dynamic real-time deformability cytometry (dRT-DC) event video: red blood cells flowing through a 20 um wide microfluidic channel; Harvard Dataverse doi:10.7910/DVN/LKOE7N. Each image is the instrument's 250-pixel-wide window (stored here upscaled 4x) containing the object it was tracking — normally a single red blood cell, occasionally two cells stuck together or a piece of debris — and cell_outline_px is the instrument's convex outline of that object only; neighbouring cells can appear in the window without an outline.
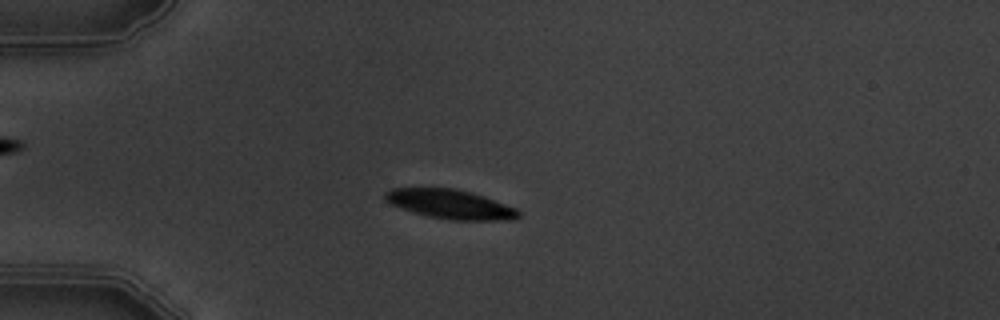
{"species": "common noctule bat (a hibernating species)", "species_latin": "Nyctalus noctula", "temperature_condition": "warm", "stored_images_in_passage": 7, "camera_frame_rate_fps": 3000, "um_per_image_px": 0.085, "animal": {"sex": "male", "body_mass_g": 19.5, "forearm_length_mm": 54.6}, "frame": {"image": 1, "passage_image": 4, "time_ms": 3.333, "image_size_px": [1000, 320], "cell_outline_px": [[520, 216], [516, 220], [452, 220], [428, 216], [412, 212], [392, 204], [384, 200], [384, 192], [392, 188], [456, 188], [472, 192], [484, 196], [516, 208], [520, 212]], "centroid_in_image_um": [38.29, 17.35], "position_along_channel_um": 46.7, "area_um2": 22.83}}